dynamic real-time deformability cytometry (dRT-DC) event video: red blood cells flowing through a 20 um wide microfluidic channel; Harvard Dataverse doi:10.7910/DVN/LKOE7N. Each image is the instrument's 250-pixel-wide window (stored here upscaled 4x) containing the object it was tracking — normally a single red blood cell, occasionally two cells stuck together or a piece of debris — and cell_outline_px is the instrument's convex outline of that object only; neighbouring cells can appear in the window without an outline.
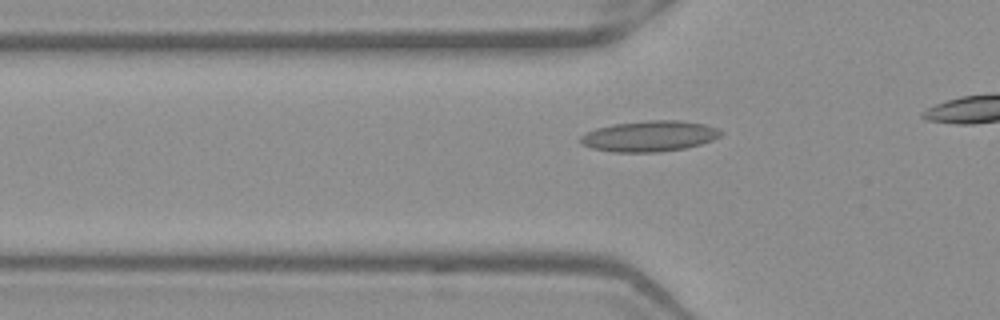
{"species": "Egyptian fruit bat (a non-hibernating species)", "species_latin": "Rousettus aegyptiacus", "temperature_condition": "warm", "stored_images_in_passage": 16, "camera_frame_rate_fps": 3000, "um_per_image_px": 0.085, "frame": {"image": 1, "passage_image": 10, "time_ms": 3.0, "image_size_px": [1000, 320], "cell_outline_px": [[724, 132], [720, 136], [712, 140], [700, 144], [684, 148], [660, 152], [612, 152], [592, 148], [580, 144], [580, 136], [596, 128], [612, 124], [648, 120], [680, 120], [704, 124], [716, 128]], "centroid_in_image_um": [55.19, 11.57], "position_along_channel_um": 70.6, "area_um2": 25.2}}
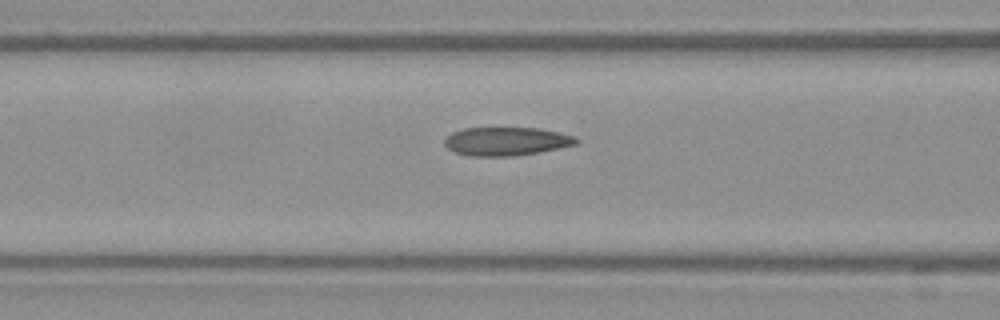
{"frame": {"image": 2, "passage_image": 14, "time_ms": 4.333, "image_size_px": [1000, 320], "cell_outline_px": [[580, 140], [576, 144], [560, 148], [540, 152], [512, 156], [468, 156], [456, 152], [448, 148], [444, 144], [444, 140], [452, 132], [464, 128], [540, 128], [576, 136]], "centroid_in_image_um": [43.06, 12.01], "position_along_channel_um": 123.5, "area_um2": 21.91}}